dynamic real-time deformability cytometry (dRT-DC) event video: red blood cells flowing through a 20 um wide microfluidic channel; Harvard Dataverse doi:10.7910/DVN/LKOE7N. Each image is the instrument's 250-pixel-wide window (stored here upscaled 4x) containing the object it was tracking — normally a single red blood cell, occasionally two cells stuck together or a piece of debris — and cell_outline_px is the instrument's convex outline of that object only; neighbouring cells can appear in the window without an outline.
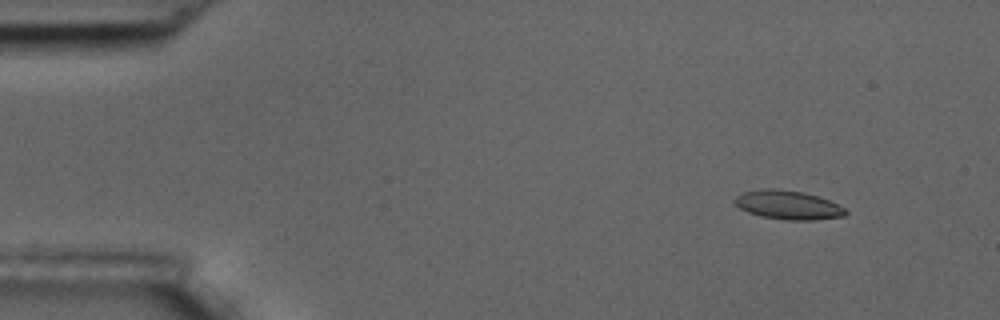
{"species": "common noctule bat (a hibernating species)", "species_latin": "Nyctalus noctula", "temperature_condition": "room temperature", "stored_images_in_passage": 5, "camera_frame_rate_fps": 3000, "um_per_image_px": 0.085, "animal": {"sex": "male", "body_mass_g": 17.5, "forearm_length_mm": 52.3}, "frame": {"image": 1, "passage_image": 2, "time_ms": 1.333, "image_size_px": [1000, 320], "cell_outline_px": [[848, 212], [844, 216], [812, 220], [784, 220], [760, 216], [748, 212], [740, 208], [732, 200], [740, 192], [764, 188], [776, 188], [804, 192], [820, 196], [844, 208]], "centroid_in_image_um": [66.94, 17.41], "position_along_channel_um": 18.1, "area_um2": 18.84}}